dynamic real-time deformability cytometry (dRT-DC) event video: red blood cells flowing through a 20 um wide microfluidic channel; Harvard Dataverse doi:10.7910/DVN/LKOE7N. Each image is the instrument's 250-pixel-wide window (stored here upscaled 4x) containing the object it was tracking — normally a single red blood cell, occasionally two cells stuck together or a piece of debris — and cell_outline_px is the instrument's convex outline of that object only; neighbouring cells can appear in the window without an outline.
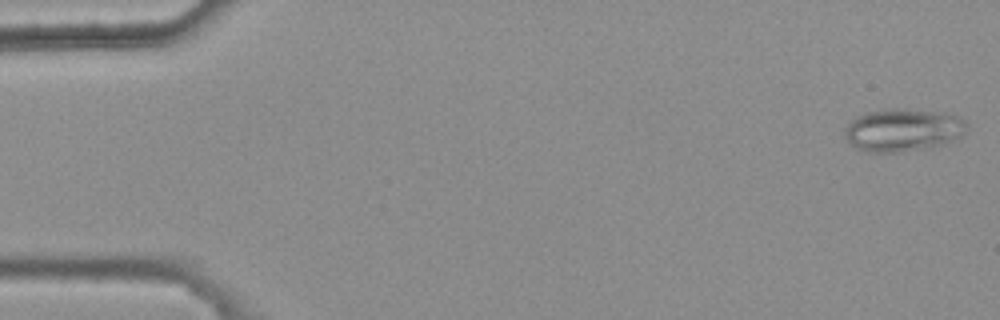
{"species": "common noctule bat (a hibernating species)", "species_latin": "Nyctalus noctula", "temperature_condition": "warm", "stored_images_in_passage": 5, "camera_frame_rate_fps": 3000, "um_per_image_px": 0.085, "animal": {"sex": "female", "body_mass_g": 25.1}, "frame": {"image": 1, "passage_image": 1, "time_ms": 0.0, "image_size_px": [1000, 320], "cell_outline_px": [[968, 128], [964, 136], [960, 140], [932, 148], [904, 152], [860, 152], [844, 136], [844, 128], [856, 116], [868, 112], [892, 108], [904, 108], [960, 116], [968, 124]], "centroid_in_image_um": [76.8, 11.08], "position_along_channel_um": 8.2, "area_um2": 31.1}}